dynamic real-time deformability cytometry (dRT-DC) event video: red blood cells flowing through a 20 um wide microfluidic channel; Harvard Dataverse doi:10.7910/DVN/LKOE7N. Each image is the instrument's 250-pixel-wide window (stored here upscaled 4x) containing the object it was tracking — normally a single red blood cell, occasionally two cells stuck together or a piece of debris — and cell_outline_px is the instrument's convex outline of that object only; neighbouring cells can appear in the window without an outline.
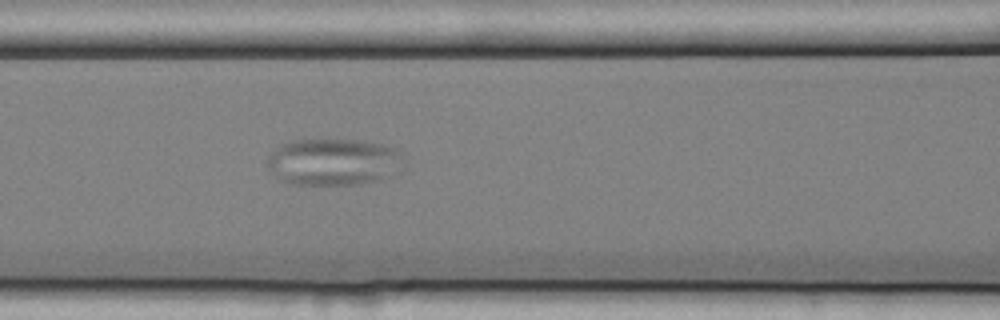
{"species": "common noctule bat (a hibernating species)", "species_latin": "Nyctalus noctula", "temperature_condition": "cold", "stored_images_in_passage": 3, "camera_frame_rate_fps": 3000, "um_per_image_px": 0.085, "animal": {"sex": "female", "body_mass_g": 25.1}, "frame": {"image": 1, "passage_image": 3, "time_ms": 0.667, "image_size_px": [1000, 320], "cell_outline_px": [[404, 156], [380, 180], [360, 184], [288, 184], [280, 180], [268, 168], [268, 156], [280, 144], [304, 136], [328, 136], [384, 144], [396, 148], [404, 152]], "centroid_in_image_um": [28.22, 13.68], "position_along_channel_um": 138.4, "area_um2": 37.92}}